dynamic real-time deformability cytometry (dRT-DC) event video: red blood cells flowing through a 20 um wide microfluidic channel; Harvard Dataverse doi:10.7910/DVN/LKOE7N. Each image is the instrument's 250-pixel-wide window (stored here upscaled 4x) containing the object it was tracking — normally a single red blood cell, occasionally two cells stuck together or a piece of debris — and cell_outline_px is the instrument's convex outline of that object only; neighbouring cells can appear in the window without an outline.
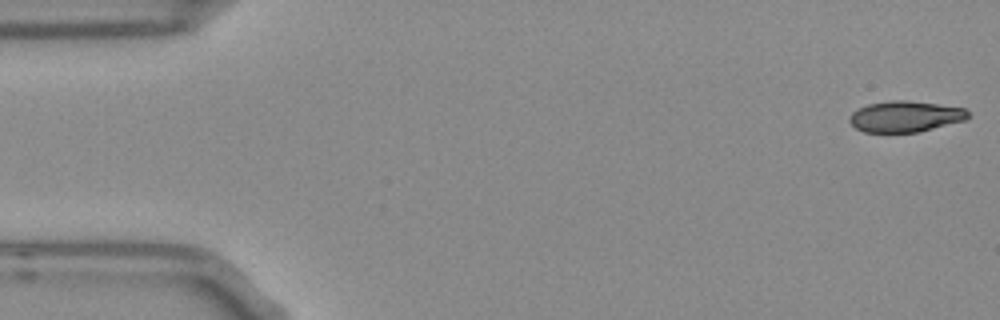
{"species": "Egyptian fruit bat (a non-hibernating species)", "species_latin": "Rousettus aegyptiacus", "temperature_condition": "room temperature", "stored_images_in_passage": 13, "camera_frame_rate_fps": 3000, "um_per_image_px": 0.085, "frame": {"image": 1, "passage_image": 1, "time_ms": 0.0, "image_size_px": [1000, 320], "cell_outline_px": [[972, 116], [968, 120], [920, 132], [864, 132], [856, 128], [848, 120], [848, 116], [852, 112], [868, 104], [892, 100], [908, 100], [964, 108], [972, 112]], "centroid_in_image_um": [77.01, 9.91], "position_along_channel_um": 8.0, "area_um2": 21.73}}
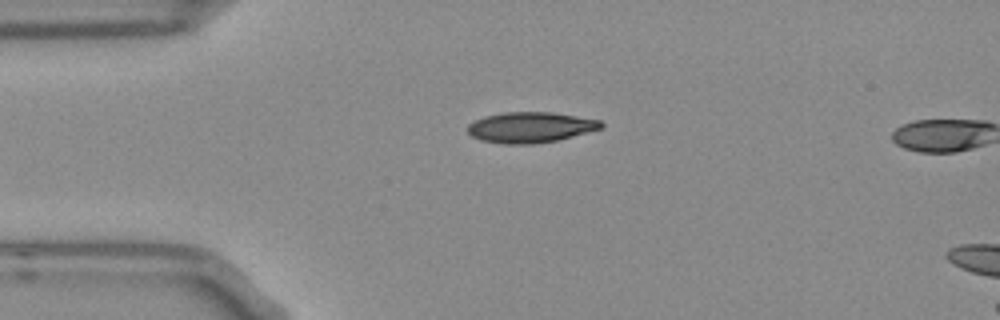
{"frame": {"image": 2, "passage_image": 12, "time_ms": 3.667, "image_size_px": [1000, 320], "cell_outline_px": [[604, 128], [556, 140], [532, 144], [504, 144], [480, 140], [472, 136], [468, 132], [468, 124], [472, 120], [484, 116], [504, 112], [552, 112], [600, 120], [604, 124]], "centroid_in_image_um": [45.06, 10.82], "position_along_channel_um": 39.9, "area_um2": 23.87}}